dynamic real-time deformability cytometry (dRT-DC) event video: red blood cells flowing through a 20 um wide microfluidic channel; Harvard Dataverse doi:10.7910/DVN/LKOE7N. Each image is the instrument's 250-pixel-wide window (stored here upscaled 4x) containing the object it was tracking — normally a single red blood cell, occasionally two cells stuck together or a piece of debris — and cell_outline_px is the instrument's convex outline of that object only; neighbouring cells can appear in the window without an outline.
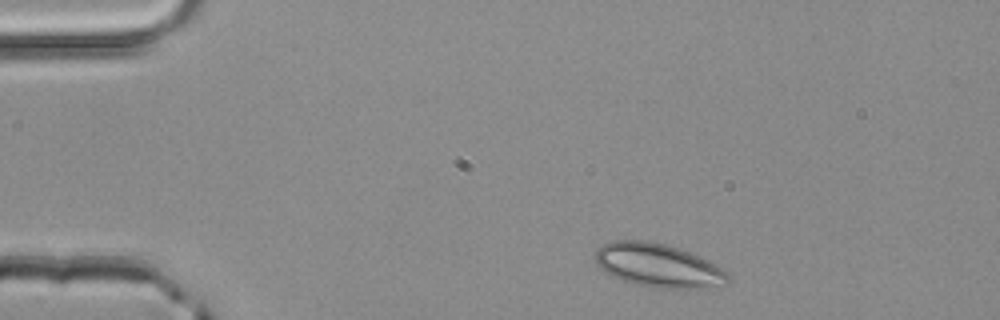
{"species": "common noctule bat (a hibernating species)", "species_latin": "Nyctalus noctula", "temperature_condition": "room temperature", "stored_images_in_passage": 2, "camera_frame_rate_fps": 3000, "um_per_image_px": 0.085, "animal": {"sex": "male", "body_mass_g": 20.4}, "frame": {"image": 1, "passage_image": 1, "time_ms": 0.0, "image_size_px": [1000, 320], "cell_outline_px": [[728, 280], [724, 284], [704, 288], [656, 288], [636, 284], [612, 276], [604, 272], [600, 268], [596, 260], [596, 248], [612, 240], [644, 240], [664, 244], [688, 252], [720, 268], [728, 276]], "centroid_in_image_um": [55.86, 22.56], "position_along_channel_um": 29.1, "area_um2": 33.0}}